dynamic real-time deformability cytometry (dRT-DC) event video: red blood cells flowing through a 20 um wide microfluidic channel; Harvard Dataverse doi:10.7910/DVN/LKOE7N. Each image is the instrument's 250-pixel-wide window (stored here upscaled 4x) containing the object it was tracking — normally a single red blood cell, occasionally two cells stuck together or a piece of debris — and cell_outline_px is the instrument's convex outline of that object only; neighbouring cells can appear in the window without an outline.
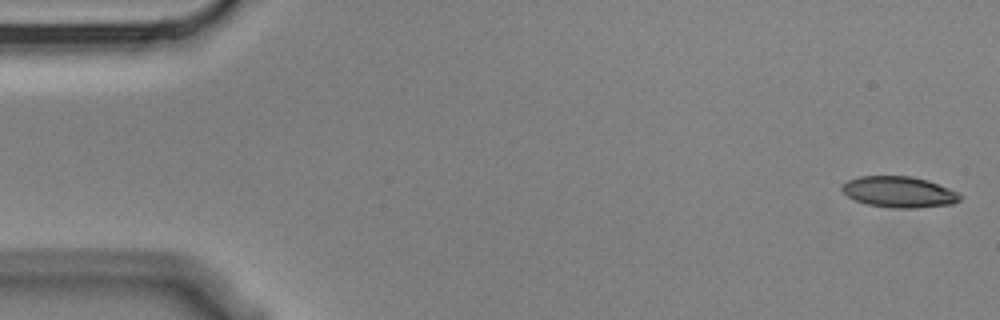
{"species": "Egyptian fruit bat (a non-hibernating species)", "species_latin": "Rousettus aegyptiacus", "temperature_condition": "cold", "stored_images_in_passage": 6, "camera_frame_rate_fps": 3000, "um_per_image_px": 0.085, "animal": {"sex": "male"}, "frame": {"image": 1, "passage_image": 1, "time_ms": 0.0, "image_size_px": [1000, 320], "cell_outline_px": [[964, 196], [960, 200], [952, 204], [916, 208], [892, 208], [868, 204], [856, 200], [848, 196], [840, 188], [848, 180], [860, 176], [912, 176], [928, 180], [960, 192]], "centroid_in_image_um": [76.48, 16.31], "position_along_channel_um": 8.5, "area_um2": 21.44}}
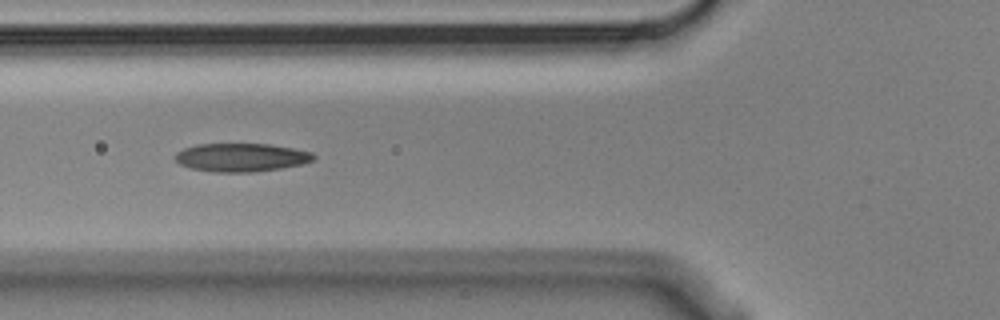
{"frame": {"image": 2, "passage_image": 5, "time_ms": 1.333, "image_size_px": [1000, 320], "cell_outline_px": [[316, 156], [312, 160], [300, 164], [280, 168], [252, 172], [216, 172], [192, 168], [180, 164], [176, 160], [176, 152], [184, 148], [196, 144], [268, 144], [292, 148], [312, 152]], "centroid_in_image_um": [20.49, 13.37], "position_along_channel_um": 105.3, "area_um2": 22.6}}
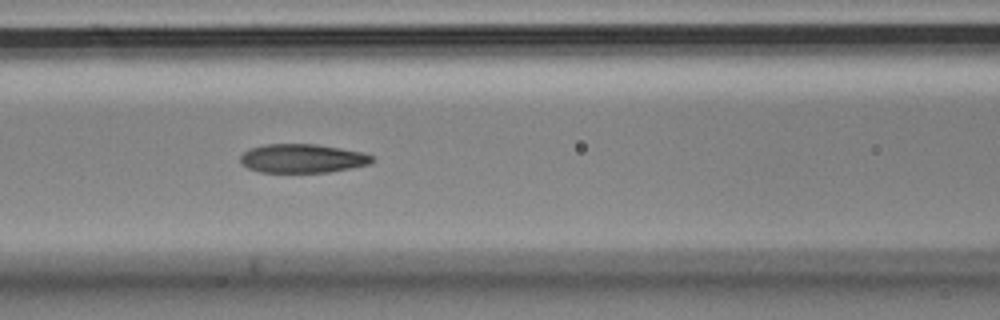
{"frame": {"image": 3, "passage_image": 6, "time_ms": 1.667, "image_size_px": [1000, 320], "cell_outline_px": [[372, 160], [368, 164], [352, 168], [328, 172], [260, 172], [248, 168], [240, 164], [240, 156], [248, 148], [264, 144], [316, 144], [364, 152], [372, 156]], "centroid_in_image_um": [25.66, 13.46], "position_along_channel_um": 140.9, "area_um2": 22.2}}